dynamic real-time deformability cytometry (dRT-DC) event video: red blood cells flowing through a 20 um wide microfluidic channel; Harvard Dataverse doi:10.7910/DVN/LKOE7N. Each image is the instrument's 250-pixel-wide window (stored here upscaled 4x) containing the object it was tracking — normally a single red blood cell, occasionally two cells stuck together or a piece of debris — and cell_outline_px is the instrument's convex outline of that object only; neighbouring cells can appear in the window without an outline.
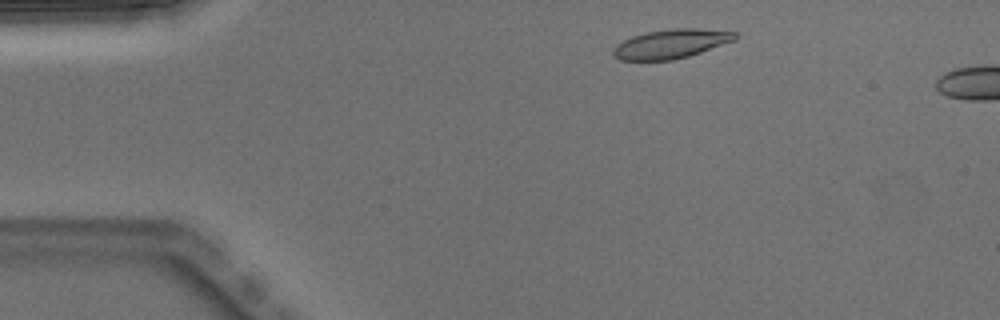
{"species": "Egyptian fruit bat (a non-hibernating species)", "species_latin": "Rousettus aegyptiacus", "temperature_condition": "warm", "stored_images_in_passage": 8, "camera_frame_rate_fps": 3000, "um_per_image_px": 0.085, "animal": {"sex": "male"}, "frame": {"image": 1, "passage_image": 3, "time_ms": 0.667, "image_size_px": [1000, 320], "cell_outline_px": [[736, 40], [688, 56], [672, 60], [620, 60], [612, 56], [612, 48], [616, 44], [632, 36], [648, 32], [676, 28], [696, 28], [736, 32]], "centroid_in_image_um": [57.0, 3.73], "position_along_channel_um": 28.0, "area_um2": 20.58}}